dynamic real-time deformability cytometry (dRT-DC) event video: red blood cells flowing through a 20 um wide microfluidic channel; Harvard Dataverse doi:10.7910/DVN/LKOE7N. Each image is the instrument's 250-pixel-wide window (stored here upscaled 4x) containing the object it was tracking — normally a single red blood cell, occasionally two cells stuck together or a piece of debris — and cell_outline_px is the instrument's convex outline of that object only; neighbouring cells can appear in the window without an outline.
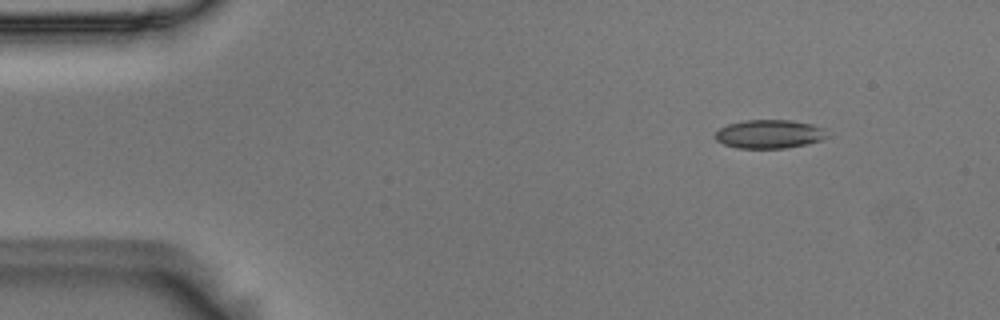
{"species": "Egyptian fruit bat (a non-hibernating species)", "species_latin": "Rousettus aegyptiacus", "temperature_condition": "room temperature", "stored_images_in_passage": 3, "camera_frame_rate_fps": 3000, "um_per_image_px": 0.085, "animal": {"sex": "male"}, "frame": {"image": 1, "passage_image": 1, "time_ms": 0.0, "image_size_px": [1000, 320], "cell_outline_px": [[832, 136], [824, 140], [784, 148], [736, 148], [724, 144], [716, 140], [716, 132], [720, 128], [728, 124], [744, 120], [792, 120], [812, 124], [824, 128]], "centroid_in_image_um": [65.46, 11.39], "position_along_channel_um": 19.5, "area_um2": 18.84}}
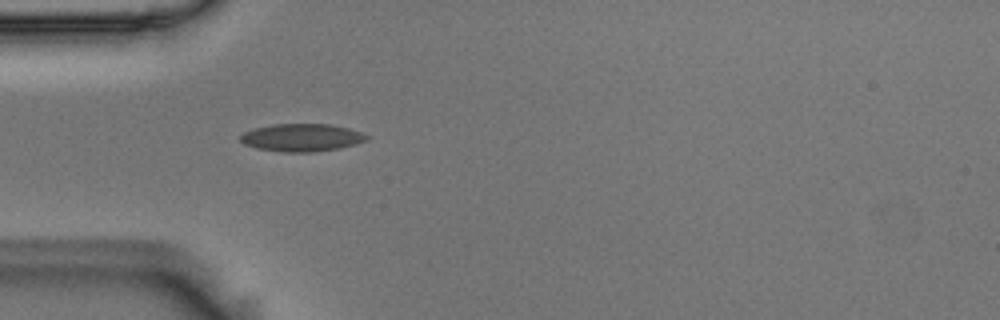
{"frame": {"image": 2, "passage_image": 3, "time_ms": 0.667, "image_size_px": [1000, 320], "cell_outline_px": [[368, 140], [356, 144], [340, 148], [312, 152], [284, 152], [256, 148], [244, 144], [240, 140], [240, 136], [244, 132], [252, 128], [272, 124], [332, 124], [348, 128], [360, 132], [368, 136]], "centroid_in_image_um": [25.63, 11.69], "position_along_channel_um": 59.4, "area_um2": 20.46}}